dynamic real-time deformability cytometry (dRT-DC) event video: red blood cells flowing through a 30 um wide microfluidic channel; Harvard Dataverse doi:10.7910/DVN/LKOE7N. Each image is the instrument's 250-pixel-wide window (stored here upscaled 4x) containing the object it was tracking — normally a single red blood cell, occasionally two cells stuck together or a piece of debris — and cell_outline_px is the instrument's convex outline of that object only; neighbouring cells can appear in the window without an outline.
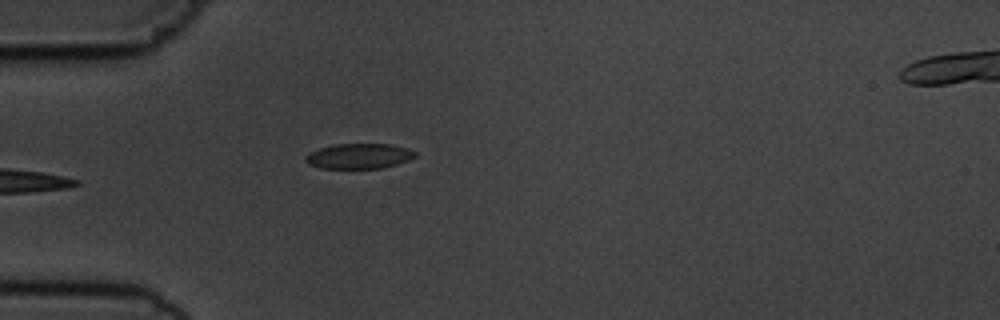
{"species": "common noctule bat (a hibernating species)", "species_latin": "Nyctalus noctula", "temperature_condition": "cold", "stored_images_in_passage": 5, "camera_frame_rate_fps": 3000, "um_per_image_px": 0.085, "animal": {"sex": "male", "body_mass_g": 19.5, "forearm_length_mm": 54.6}, "frame": {"image": 1, "passage_image": 5, "time_ms": 5.333, "image_size_px": [1000, 320], "cell_outline_px": [[416, 156], [408, 160], [396, 164], [380, 168], [320, 168], [308, 164], [304, 160], [304, 156], [308, 152], [332, 144], [392, 144], [408, 148], [416, 152]], "centroid_in_image_um": [30.48, 13.26], "position_along_channel_um": 54.5, "area_um2": 16.18}}